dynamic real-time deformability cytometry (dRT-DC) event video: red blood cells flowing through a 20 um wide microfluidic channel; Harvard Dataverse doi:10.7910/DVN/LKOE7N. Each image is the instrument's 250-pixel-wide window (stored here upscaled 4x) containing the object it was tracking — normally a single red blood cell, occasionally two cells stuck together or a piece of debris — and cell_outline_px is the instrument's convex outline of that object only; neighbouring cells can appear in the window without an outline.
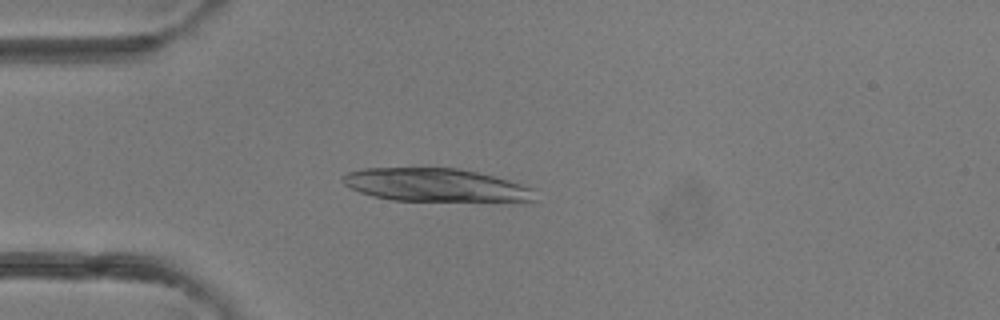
{"species": "common noctule bat (a hibernating species)", "species_latin": "Nyctalus noctula", "temperature_condition": "room temperature", "stored_images_in_passage": 3, "camera_frame_rate_fps": 3000, "um_per_image_px": 0.085, "animal": {"sex": "female"}, "frame": {"image": 1, "passage_image": 3, "time_ms": 2.333, "image_size_px": [1000, 320], "cell_outline_px": [[536, 200], [392, 200], [372, 196], [360, 192], [344, 184], [344, 176], [348, 172], [364, 168], [460, 168], [508, 180], [532, 188]], "centroid_in_image_um": [36.96, 15.71], "position_along_channel_um": 48.0, "area_um2": 36.18}}